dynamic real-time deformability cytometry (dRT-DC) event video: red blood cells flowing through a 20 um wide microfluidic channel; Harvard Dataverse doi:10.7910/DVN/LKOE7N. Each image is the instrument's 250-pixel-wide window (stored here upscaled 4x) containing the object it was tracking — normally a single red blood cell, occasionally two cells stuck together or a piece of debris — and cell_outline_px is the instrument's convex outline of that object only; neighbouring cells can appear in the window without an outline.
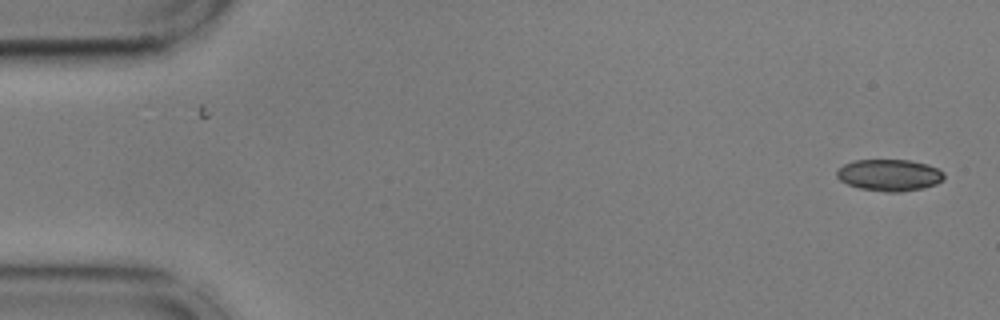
{"species": "common noctule bat (a hibernating species)", "species_latin": "Nyctalus noctula", "temperature_condition": "cold", "stored_images_in_passage": 38, "camera_frame_rate_fps": 3000, "um_per_image_px": 0.085, "animal": {"sex": "male", "body_mass_g": 17.9, "forearm_length_mm": 54.2}, "frame": {"image": 1, "passage_image": 1, "time_ms": 0.0, "image_size_px": [1000, 320], "cell_outline_px": [[944, 176], [936, 184], [924, 188], [900, 192], [884, 192], [860, 188], [848, 184], [840, 180], [836, 176], [836, 172], [844, 164], [856, 160], [908, 160], [928, 164], [944, 172]], "centroid_in_image_um": [75.59, 14.89], "position_along_channel_um": 9.4, "area_um2": 19.71}}
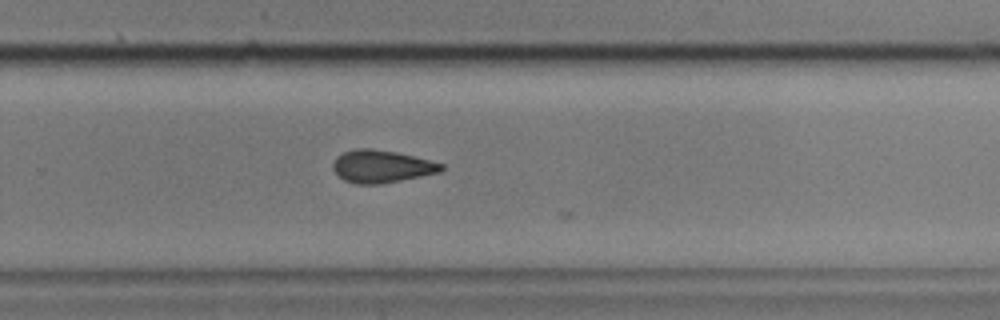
{"frame": {"image": 2, "passage_image": 35, "time_ms": 11.333, "image_size_px": [1000, 320], "cell_outline_px": [[444, 168], [440, 172], [380, 184], [356, 184], [344, 180], [332, 168], [332, 164], [336, 156], [344, 152], [356, 148], [372, 148], [396, 152], [444, 164]], "centroid_in_image_um": [32.4, 14.14], "position_along_channel_um": 297.4, "area_um2": 20.4}}